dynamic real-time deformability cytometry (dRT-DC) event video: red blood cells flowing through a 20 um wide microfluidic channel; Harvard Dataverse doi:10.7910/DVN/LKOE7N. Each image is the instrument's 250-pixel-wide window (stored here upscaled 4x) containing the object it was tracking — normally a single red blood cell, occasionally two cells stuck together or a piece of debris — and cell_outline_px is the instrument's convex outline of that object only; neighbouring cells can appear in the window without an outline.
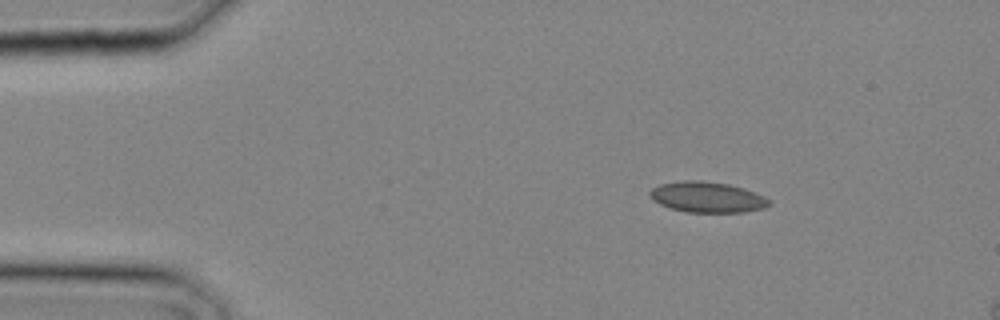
{"species": "common noctule bat (a hibernating species)", "species_latin": "Nyctalus noctula", "temperature_condition": "cold", "stored_images_in_passage": 9, "camera_frame_rate_fps": 3000, "um_per_image_px": 0.085, "animal": {"sex": "male", "body_mass_g": 20.4}, "frame": {"image": 1, "passage_image": 1, "time_ms": 0.0, "image_size_px": [1000, 320], "cell_outline_px": [[772, 204], [764, 208], [744, 212], [688, 212], [672, 208], [660, 204], [652, 200], [648, 196], [648, 192], [652, 188], [660, 184], [684, 180], [700, 180], [728, 184], [744, 188], [764, 196], [772, 200]], "centroid_in_image_um": [60.12, 16.75], "position_along_channel_um": 24.9, "area_um2": 21.44}}
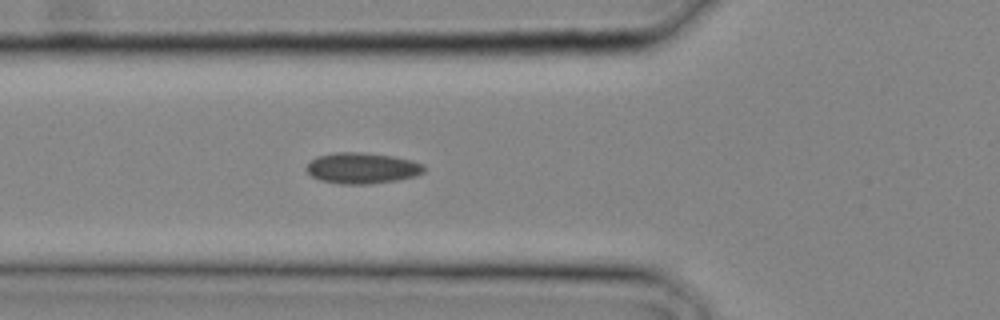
{"frame": {"image": 2, "passage_image": 7, "time_ms": 2.0, "image_size_px": [1000, 320], "cell_outline_px": [[424, 172], [416, 176], [396, 180], [368, 184], [340, 184], [320, 180], [312, 176], [304, 168], [316, 156], [332, 152], [360, 152], [392, 156], [412, 160], [424, 164]], "centroid_in_image_um": [30.77, 14.28], "position_along_channel_um": 95.0, "area_um2": 21.27}}
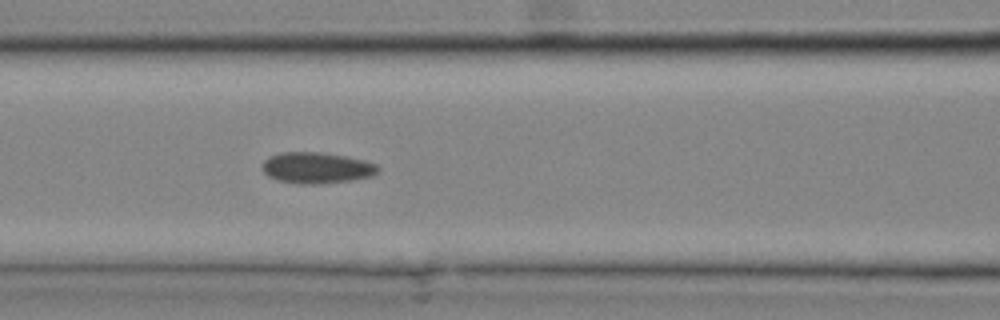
{"frame": {"image": 3, "passage_image": 9, "time_ms": 2.667, "image_size_px": [1000, 320], "cell_outline_px": [[380, 172], [372, 176], [352, 180], [312, 184], [300, 184], [280, 180], [268, 176], [260, 168], [264, 160], [268, 156], [280, 152], [320, 152], [344, 156], [364, 160], [376, 164], [380, 168]], "centroid_in_image_um": [26.91, 14.26], "position_along_channel_um": 139.7, "area_um2": 21.04}}